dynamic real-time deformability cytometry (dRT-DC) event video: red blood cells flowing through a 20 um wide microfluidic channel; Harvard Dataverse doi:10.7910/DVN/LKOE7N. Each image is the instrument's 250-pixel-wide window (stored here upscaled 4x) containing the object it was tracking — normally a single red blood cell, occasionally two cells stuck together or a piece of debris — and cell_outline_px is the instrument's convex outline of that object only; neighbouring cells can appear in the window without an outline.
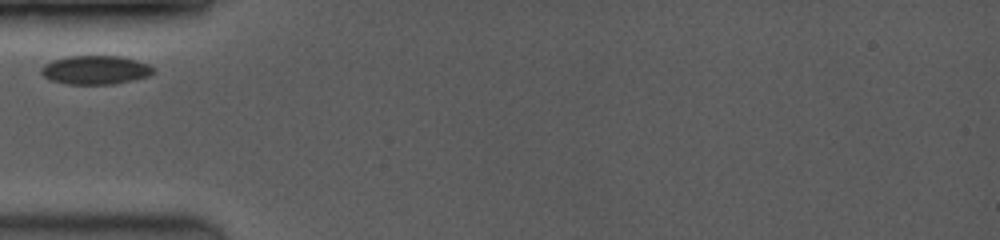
{"species": "common noctule bat (a hibernating species)", "species_latin": "Nyctalus noctula", "temperature_condition": "room temperature", "stored_images_in_passage": 32, "camera_frame_rate_fps": 3500, "um_per_image_px": 0.085, "animal": {"sex": "female", "body_mass_g": 19.0, "forearm_length_mm": 53.3}, "frame": {"image": 1, "passage_image": 1, "time_ms": 0.0, "image_size_px": [1000, 240], "cell_outline_px": [[156, 72], [148, 76], [132, 80], [112, 84], [64, 84], [48, 80], [40, 72], [40, 68], [44, 64], [52, 60], [68, 56], [120, 56], [136, 60], [148, 64], [156, 68]], "centroid_in_image_um": [8.1, 5.95], "position_along_channel_um": 76.9, "area_um2": 19.02}}
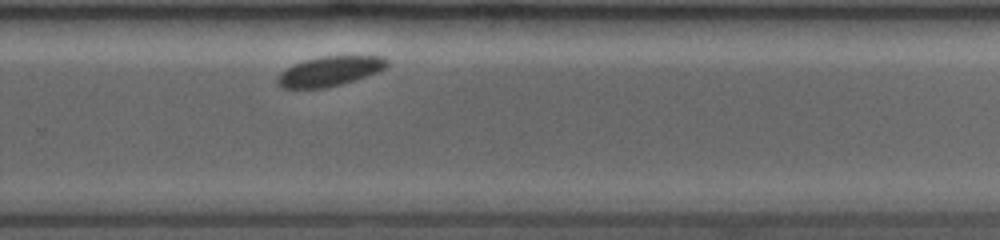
{"frame": {"image": 2, "passage_image": 24, "time_ms": 6.0, "image_size_px": [1000, 240], "cell_outline_px": [[388, 64], [384, 68], [376, 72], [340, 84], [324, 88], [280, 88], [276, 84], [276, 76], [280, 72], [292, 64], [304, 60], [324, 56], [384, 56], [388, 60]], "centroid_in_image_um": [27.94, 6.05], "position_along_channel_um": 301.9, "area_um2": 18.9}}
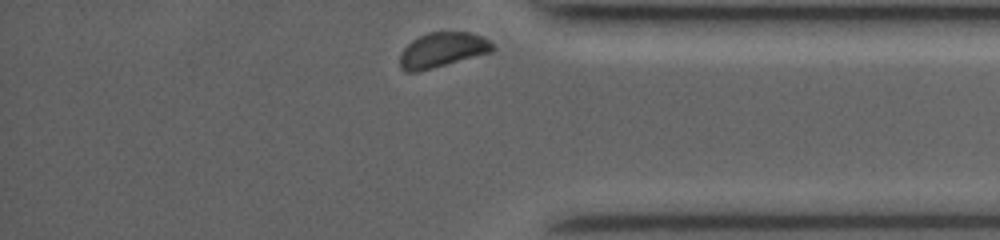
{"frame": {"image": 3, "passage_image": 32, "time_ms": 8.571, "image_size_px": [1000, 240], "cell_outline_px": [[496, 48], [492, 52], [432, 68], [416, 72], [404, 72], [400, 68], [400, 52], [412, 40], [428, 32], [468, 32], [480, 36], [488, 40]], "centroid_in_image_um": [37.57, 4.25], "position_along_channel_um": 397.6, "area_um2": 18.73}}